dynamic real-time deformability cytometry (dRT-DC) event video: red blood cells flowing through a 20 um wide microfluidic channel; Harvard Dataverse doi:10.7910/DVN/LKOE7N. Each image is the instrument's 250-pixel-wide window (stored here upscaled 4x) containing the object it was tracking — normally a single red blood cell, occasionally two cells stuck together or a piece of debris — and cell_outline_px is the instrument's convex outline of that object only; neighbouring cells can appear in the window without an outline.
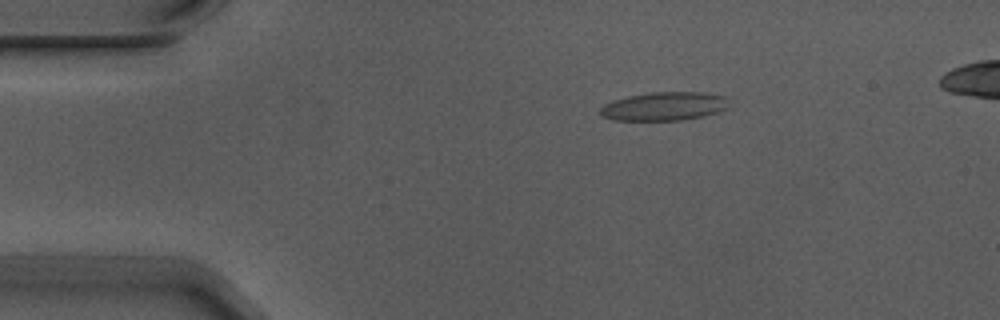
{"species": "Egyptian fruit bat (a non-hibernating species)", "species_latin": "Rousettus aegyptiacus", "temperature_condition": "warm", "stored_images_in_passage": 4, "camera_frame_rate_fps": 3000, "um_per_image_px": 0.085, "animal": {"sex": "male"}, "frame": {"image": 1, "passage_image": 2, "time_ms": 0.333, "image_size_px": [1000, 320], "cell_outline_px": [[728, 108], [704, 116], [684, 120], [612, 120], [604, 116], [600, 112], [600, 108], [604, 104], [612, 100], [628, 96], [652, 92], [704, 92], [728, 96]], "centroid_in_image_um": [56.49, 9.03], "position_along_channel_um": 28.5, "area_um2": 21.56}}